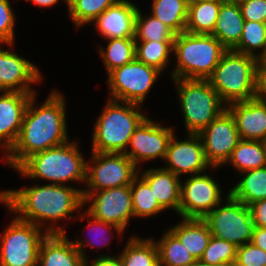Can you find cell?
Segmentation results:
<instances>
[{
	"mask_svg": "<svg viewBox=\"0 0 266 266\" xmlns=\"http://www.w3.org/2000/svg\"><path fill=\"white\" fill-rule=\"evenodd\" d=\"M34 95L25 110L19 137L7 157V162L14 168L32 154L67 142L62 96L54 92L39 109L34 110Z\"/></svg>",
	"mask_w": 266,
	"mask_h": 266,
	"instance_id": "obj_1",
	"label": "cell"
},
{
	"mask_svg": "<svg viewBox=\"0 0 266 266\" xmlns=\"http://www.w3.org/2000/svg\"><path fill=\"white\" fill-rule=\"evenodd\" d=\"M0 200L11 211L22 213L19 219L37 224L34 221L48 219L56 221L84 204L81 190L65 187L62 184H48L18 191L0 193Z\"/></svg>",
	"mask_w": 266,
	"mask_h": 266,
	"instance_id": "obj_2",
	"label": "cell"
},
{
	"mask_svg": "<svg viewBox=\"0 0 266 266\" xmlns=\"http://www.w3.org/2000/svg\"><path fill=\"white\" fill-rule=\"evenodd\" d=\"M262 62L234 50H227L207 79L228 103L251 100L259 96Z\"/></svg>",
	"mask_w": 266,
	"mask_h": 266,
	"instance_id": "obj_3",
	"label": "cell"
},
{
	"mask_svg": "<svg viewBox=\"0 0 266 266\" xmlns=\"http://www.w3.org/2000/svg\"><path fill=\"white\" fill-rule=\"evenodd\" d=\"M178 67L174 79L207 80L227 49L212 34L182 32L175 36Z\"/></svg>",
	"mask_w": 266,
	"mask_h": 266,
	"instance_id": "obj_4",
	"label": "cell"
},
{
	"mask_svg": "<svg viewBox=\"0 0 266 266\" xmlns=\"http://www.w3.org/2000/svg\"><path fill=\"white\" fill-rule=\"evenodd\" d=\"M86 163L76 144H62L32 154L16 169L32 178H44L55 184L67 180H86Z\"/></svg>",
	"mask_w": 266,
	"mask_h": 266,
	"instance_id": "obj_5",
	"label": "cell"
},
{
	"mask_svg": "<svg viewBox=\"0 0 266 266\" xmlns=\"http://www.w3.org/2000/svg\"><path fill=\"white\" fill-rule=\"evenodd\" d=\"M125 107L116 100L108 102L103 114L97 119L93 135V152L125 153L130 138L146 119L134 104L125 102Z\"/></svg>",
	"mask_w": 266,
	"mask_h": 266,
	"instance_id": "obj_6",
	"label": "cell"
},
{
	"mask_svg": "<svg viewBox=\"0 0 266 266\" xmlns=\"http://www.w3.org/2000/svg\"><path fill=\"white\" fill-rule=\"evenodd\" d=\"M185 117V125L189 133L199 134L225 108H221L222 100L208 80L175 79Z\"/></svg>",
	"mask_w": 266,
	"mask_h": 266,
	"instance_id": "obj_7",
	"label": "cell"
},
{
	"mask_svg": "<svg viewBox=\"0 0 266 266\" xmlns=\"http://www.w3.org/2000/svg\"><path fill=\"white\" fill-rule=\"evenodd\" d=\"M38 224L18 217L8 226L1 240L0 266H36L40 243L47 234H64L63 229L49 228L40 235Z\"/></svg>",
	"mask_w": 266,
	"mask_h": 266,
	"instance_id": "obj_8",
	"label": "cell"
},
{
	"mask_svg": "<svg viewBox=\"0 0 266 266\" xmlns=\"http://www.w3.org/2000/svg\"><path fill=\"white\" fill-rule=\"evenodd\" d=\"M97 193V195H96ZM84 203L90 199L94 201L88 209V216L93 218L90 226L112 228L121 233L130 216L133 215V205L131 198V185L107 188L101 192L83 191Z\"/></svg>",
	"mask_w": 266,
	"mask_h": 266,
	"instance_id": "obj_9",
	"label": "cell"
},
{
	"mask_svg": "<svg viewBox=\"0 0 266 266\" xmlns=\"http://www.w3.org/2000/svg\"><path fill=\"white\" fill-rule=\"evenodd\" d=\"M224 207L216 208L203 220L207 223L212 236L224 239L239 247L251 242L254 223L249 206L234 199L230 194Z\"/></svg>",
	"mask_w": 266,
	"mask_h": 266,
	"instance_id": "obj_10",
	"label": "cell"
},
{
	"mask_svg": "<svg viewBox=\"0 0 266 266\" xmlns=\"http://www.w3.org/2000/svg\"><path fill=\"white\" fill-rule=\"evenodd\" d=\"M160 71L136 58L109 73V86L115 100L139 104L153 85Z\"/></svg>",
	"mask_w": 266,
	"mask_h": 266,
	"instance_id": "obj_11",
	"label": "cell"
},
{
	"mask_svg": "<svg viewBox=\"0 0 266 266\" xmlns=\"http://www.w3.org/2000/svg\"><path fill=\"white\" fill-rule=\"evenodd\" d=\"M93 158L97 165H86V180L91 192L131 185L137 176L135 164L125 153L93 152Z\"/></svg>",
	"mask_w": 266,
	"mask_h": 266,
	"instance_id": "obj_12",
	"label": "cell"
},
{
	"mask_svg": "<svg viewBox=\"0 0 266 266\" xmlns=\"http://www.w3.org/2000/svg\"><path fill=\"white\" fill-rule=\"evenodd\" d=\"M199 136L203 140L206 160L213 166L226 163L241 140L232 114L226 109Z\"/></svg>",
	"mask_w": 266,
	"mask_h": 266,
	"instance_id": "obj_13",
	"label": "cell"
},
{
	"mask_svg": "<svg viewBox=\"0 0 266 266\" xmlns=\"http://www.w3.org/2000/svg\"><path fill=\"white\" fill-rule=\"evenodd\" d=\"M220 189L207 175H197L181 185L179 213L183 218L203 219L221 202Z\"/></svg>",
	"mask_w": 266,
	"mask_h": 266,
	"instance_id": "obj_14",
	"label": "cell"
},
{
	"mask_svg": "<svg viewBox=\"0 0 266 266\" xmlns=\"http://www.w3.org/2000/svg\"><path fill=\"white\" fill-rule=\"evenodd\" d=\"M172 135L171 128H163L146 118L130 138L129 144L132 146V151L125 152V154L133 161L135 166L140 160H151L158 156L165 158Z\"/></svg>",
	"mask_w": 266,
	"mask_h": 266,
	"instance_id": "obj_15",
	"label": "cell"
},
{
	"mask_svg": "<svg viewBox=\"0 0 266 266\" xmlns=\"http://www.w3.org/2000/svg\"><path fill=\"white\" fill-rule=\"evenodd\" d=\"M172 135L165 158L170 167L165 170L179 176L182 173L198 174L210 163L206 160L203 143L199 134L190 133V140L177 142Z\"/></svg>",
	"mask_w": 266,
	"mask_h": 266,
	"instance_id": "obj_16",
	"label": "cell"
},
{
	"mask_svg": "<svg viewBox=\"0 0 266 266\" xmlns=\"http://www.w3.org/2000/svg\"><path fill=\"white\" fill-rule=\"evenodd\" d=\"M226 109L232 114L241 139L266 142V103L260 96L233 102Z\"/></svg>",
	"mask_w": 266,
	"mask_h": 266,
	"instance_id": "obj_17",
	"label": "cell"
},
{
	"mask_svg": "<svg viewBox=\"0 0 266 266\" xmlns=\"http://www.w3.org/2000/svg\"><path fill=\"white\" fill-rule=\"evenodd\" d=\"M64 234H47L40 243L38 265L85 266L82 242H70Z\"/></svg>",
	"mask_w": 266,
	"mask_h": 266,
	"instance_id": "obj_18",
	"label": "cell"
},
{
	"mask_svg": "<svg viewBox=\"0 0 266 266\" xmlns=\"http://www.w3.org/2000/svg\"><path fill=\"white\" fill-rule=\"evenodd\" d=\"M39 80L38 69L32 63L17 54L0 49V90L34 93L27 83Z\"/></svg>",
	"mask_w": 266,
	"mask_h": 266,
	"instance_id": "obj_19",
	"label": "cell"
},
{
	"mask_svg": "<svg viewBox=\"0 0 266 266\" xmlns=\"http://www.w3.org/2000/svg\"><path fill=\"white\" fill-rule=\"evenodd\" d=\"M34 93L7 92L0 96V140L10 151L15 145L22 126L23 116Z\"/></svg>",
	"mask_w": 266,
	"mask_h": 266,
	"instance_id": "obj_20",
	"label": "cell"
},
{
	"mask_svg": "<svg viewBox=\"0 0 266 266\" xmlns=\"http://www.w3.org/2000/svg\"><path fill=\"white\" fill-rule=\"evenodd\" d=\"M138 9L125 0H119L108 7L95 20V23L106 38H134L135 20Z\"/></svg>",
	"mask_w": 266,
	"mask_h": 266,
	"instance_id": "obj_21",
	"label": "cell"
},
{
	"mask_svg": "<svg viewBox=\"0 0 266 266\" xmlns=\"http://www.w3.org/2000/svg\"><path fill=\"white\" fill-rule=\"evenodd\" d=\"M244 22L238 3L223 1L212 35L227 50H232L240 41Z\"/></svg>",
	"mask_w": 266,
	"mask_h": 266,
	"instance_id": "obj_22",
	"label": "cell"
},
{
	"mask_svg": "<svg viewBox=\"0 0 266 266\" xmlns=\"http://www.w3.org/2000/svg\"><path fill=\"white\" fill-rule=\"evenodd\" d=\"M179 176L165 169H150L142 179L153 190L159 205L165 210L172 207L179 212L181 183Z\"/></svg>",
	"mask_w": 266,
	"mask_h": 266,
	"instance_id": "obj_23",
	"label": "cell"
},
{
	"mask_svg": "<svg viewBox=\"0 0 266 266\" xmlns=\"http://www.w3.org/2000/svg\"><path fill=\"white\" fill-rule=\"evenodd\" d=\"M183 222L171 231L196 260H199L212 237L207 223L203 219L183 218Z\"/></svg>",
	"mask_w": 266,
	"mask_h": 266,
	"instance_id": "obj_24",
	"label": "cell"
},
{
	"mask_svg": "<svg viewBox=\"0 0 266 266\" xmlns=\"http://www.w3.org/2000/svg\"><path fill=\"white\" fill-rule=\"evenodd\" d=\"M244 172V179L229 194L247 206L266 199V166Z\"/></svg>",
	"mask_w": 266,
	"mask_h": 266,
	"instance_id": "obj_25",
	"label": "cell"
},
{
	"mask_svg": "<svg viewBox=\"0 0 266 266\" xmlns=\"http://www.w3.org/2000/svg\"><path fill=\"white\" fill-rule=\"evenodd\" d=\"M222 2L223 1H209L189 4L185 32L193 34H212Z\"/></svg>",
	"mask_w": 266,
	"mask_h": 266,
	"instance_id": "obj_26",
	"label": "cell"
},
{
	"mask_svg": "<svg viewBox=\"0 0 266 266\" xmlns=\"http://www.w3.org/2000/svg\"><path fill=\"white\" fill-rule=\"evenodd\" d=\"M237 169L244 172L266 166V145L264 141L241 139L233 149L230 158Z\"/></svg>",
	"mask_w": 266,
	"mask_h": 266,
	"instance_id": "obj_27",
	"label": "cell"
},
{
	"mask_svg": "<svg viewBox=\"0 0 266 266\" xmlns=\"http://www.w3.org/2000/svg\"><path fill=\"white\" fill-rule=\"evenodd\" d=\"M188 6V0H154L152 16L178 35L186 30Z\"/></svg>",
	"mask_w": 266,
	"mask_h": 266,
	"instance_id": "obj_28",
	"label": "cell"
},
{
	"mask_svg": "<svg viewBox=\"0 0 266 266\" xmlns=\"http://www.w3.org/2000/svg\"><path fill=\"white\" fill-rule=\"evenodd\" d=\"M123 266H162L157 244L150 240L131 239L120 256Z\"/></svg>",
	"mask_w": 266,
	"mask_h": 266,
	"instance_id": "obj_29",
	"label": "cell"
},
{
	"mask_svg": "<svg viewBox=\"0 0 266 266\" xmlns=\"http://www.w3.org/2000/svg\"><path fill=\"white\" fill-rule=\"evenodd\" d=\"M157 247L161 265L187 266L196 261L171 230L157 243Z\"/></svg>",
	"mask_w": 266,
	"mask_h": 266,
	"instance_id": "obj_30",
	"label": "cell"
},
{
	"mask_svg": "<svg viewBox=\"0 0 266 266\" xmlns=\"http://www.w3.org/2000/svg\"><path fill=\"white\" fill-rule=\"evenodd\" d=\"M109 41L106 51H100L108 73L136 58L135 38H109Z\"/></svg>",
	"mask_w": 266,
	"mask_h": 266,
	"instance_id": "obj_31",
	"label": "cell"
},
{
	"mask_svg": "<svg viewBox=\"0 0 266 266\" xmlns=\"http://www.w3.org/2000/svg\"><path fill=\"white\" fill-rule=\"evenodd\" d=\"M254 48H262V54L258 56L254 55ZM232 50L257 57L263 62L266 58V24L245 21L240 41Z\"/></svg>",
	"mask_w": 266,
	"mask_h": 266,
	"instance_id": "obj_32",
	"label": "cell"
},
{
	"mask_svg": "<svg viewBox=\"0 0 266 266\" xmlns=\"http://www.w3.org/2000/svg\"><path fill=\"white\" fill-rule=\"evenodd\" d=\"M135 42L136 59L161 72L166 66L169 52L174 49V42L142 41L140 46L137 39H135Z\"/></svg>",
	"mask_w": 266,
	"mask_h": 266,
	"instance_id": "obj_33",
	"label": "cell"
},
{
	"mask_svg": "<svg viewBox=\"0 0 266 266\" xmlns=\"http://www.w3.org/2000/svg\"><path fill=\"white\" fill-rule=\"evenodd\" d=\"M176 34L156 17L143 20L141 11H137L134 38L141 41L174 42Z\"/></svg>",
	"mask_w": 266,
	"mask_h": 266,
	"instance_id": "obj_34",
	"label": "cell"
},
{
	"mask_svg": "<svg viewBox=\"0 0 266 266\" xmlns=\"http://www.w3.org/2000/svg\"><path fill=\"white\" fill-rule=\"evenodd\" d=\"M136 176L131 184V198L134 216H150L164 210L158 203L150 186L141 178L140 182ZM136 182H139L135 188Z\"/></svg>",
	"mask_w": 266,
	"mask_h": 266,
	"instance_id": "obj_35",
	"label": "cell"
},
{
	"mask_svg": "<svg viewBox=\"0 0 266 266\" xmlns=\"http://www.w3.org/2000/svg\"><path fill=\"white\" fill-rule=\"evenodd\" d=\"M119 0H67L69 13L76 25L94 21Z\"/></svg>",
	"mask_w": 266,
	"mask_h": 266,
	"instance_id": "obj_36",
	"label": "cell"
},
{
	"mask_svg": "<svg viewBox=\"0 0 266 266\" xmlns=\"http://www.w3.org/2000/svg\"><path fill=\"white\" fill-rule=\"evenodd\" d=\"M237 246L224 239L212 236L207 248L200 257V261L208 266H216L236 260Z\"/></svg>",
	"mask_w": 266,
	"mask_h": 266,
	"instance_id": "obj_37",
	"label": "cell"
},
{
	"mask_svg": "<svg viewBox=\"0 0 266 266\" xmlns=\"http://www.w3.org/2000/svg\"><path fill=\"white\" fill-rule=\"evenodd\" d=\"M235 262L238 266H266V252L249 242L237 247Z\"/></svg>",
	"mask_w": 266,
	"mask_h": 266,
	"instance_id": "obj_38",
	"label": "cell"
},
{
	"mask_svg": "<svg viewBox=\"0 0 266 266\" xmlns=\"http://www.w3.org/2000/svg\"><path fill=\"white\" fill-rule=\"evenodd\" d=\"M14 16L8 0H0V41L13 43Z\"/></svg>",
	"mask_w": 266,
	"mask_h": 266,
	"instance_id": "obj_39",
	"label": "cell"
},
{
	"mask_svg": "<svg viewBox=\"0 0 266 266\" xmlns=\"http://www.w3.org/2000/svg\"><path fill=\"white\" fill-rule=\"evenodd\" d=\"M239 6L245 21L266 24V0H245Z\"/></svg>",
	"mask_w": 266,
	"mask_h": 266,
	"instance_id": "obj_40",
	"label": "cell"
},
{
	"mask_svg": "<svg viewBox=\"0 0 266 266\" xmlns=\"http://www.w3.org/2000/svg\"><path fill=\"white\" fill-rule=\"evenodd\" d=\"M254 226L266 227V199L249 205Z\"/></svg>",
	"mask_w": 266,
	"mask_h": 266,
	"instance_id": "obj_41",
	"label": "cell"
},
{
	"mask_svg": "<svg viewBox=\"0 0 266 266\" xmlns=\"http://www.w3.org/2000/svg\"><path fill=\"white\" fill-rule=\"evenodd\" d=\"M251 243L266 252V227L254 226Z\"/></svg>",
	"mask_w": 266,
	"mask_h": 266,
	"instance_id": "obj_42",
	"label": "cell"
},
{
	"mask_svg": "<svg viewBox=\"0 0 266 266\" xmlns=\"http://www.w3.org/2000/svg\"><path fill=\"white\" fill-rule=\"evenodd\" d=\"M85 266H87V263H85ZM91 266H123L122 262L120 260V257H99L96 259Z\"/></svg>",
	"mask_w": 266,
	"mask_h": 266,
	"instance_id": "obj_43",
	"label": "cell"
},
{
	"mask_svg": "<svg viewBox=\"0 0 266 266\" xmlns=\"http://www.w3.org/2000/svg\"><path fill=\"white\" fill-rule=\"evenodd\" d=\"M264 94L266 95V77L264 75H262V78H261V81H260L259 96L266 103V96H264Z\"/></svg>",
	"mask_w": 266,
	"mask_h": 266,
	"instance_id": "obj_44",
	"label": "cell"
},
{
	"mask_svg": "<svg viewBox=\"0 0 266 266\" xmlns=\"http://www.w3.org/2000/svg\"><path fill=\"white\" fill-rule=\"evenodd\" d=\"M32 1L40 6H50V5L52 6L53 4L58 2V0H32Z\"/></svg>",
	"mask_w": 266,
	"mask_h": 266,
	"instance_id": "obj_45",
	"label": "cell"
},
{
	"mask_svg": "<svg viewBox=\"0 0 266 266\" xmlns=\"http://www.w3.org/2000/svg\"><path fill=\"white\" fill-rule=\"evenodd\" d=\"M209 1H224V0H188V4H197V3L209 2Z\"/></svg>",
	"mask_w": 266,
	"mask_h": 266,
	"instance_id": "obj_46",
	"label": "cell"
},
{
	"mask_svg": "<svg viewBox=\"0 0 266 266\" xmlns=\"http://www.w3.org/2000/svg\"><path fill=\"white\" fill-rule=\"evenodd\" d=\"M187 266H208V265L206 263H203L200 260H196V261H194L193 263H191V264H189Z\"/></svg>",
	"mask_w": 266,
	"mask_h": 266,
	"instance_id": "obj_47",
	"label": "cell"
},
{
	"mask_svg": "<svg viewBox=\"0 0 266 266\" xmlns=\"http://www.w3.org/2000/svg\"><path fill=\"white\" fill-rule=\"evenodd\" d=\"M216 266H238L237 263L234 262H227V263H223V264H218Z\"/></svg>",
	"mask_w": 266,
	"mask_h": 266,
	"instance_id": "obj_48",
	"label": "cell"
},
{
	"mask_svg": "<svg viewBox=\"0 0 266 266\" xmlns=\"http://www.w3.org/2000/svg\"><path fill=\"white\" fill-rule=\"evenodd\" d=\"M224 1H226V2H230V3H241V2H243V1H245V0H224Z\"/></svg>",
	"mask_w": 266,
	"mask_h": 266,
	"instance_id": "obj_49",
	"label": "cell"
},
{
	"mask_svg": "<svg viewBox=\"0 0 266 266\" xmlns=\"http://www.w3.org/2000/svg\"><path fill=\"white\" fill-rule=\"evenodd\" d=\"M262 68H266V58H265L264 61L262 62Z\"/></svg>",
	"mask_w": 266,
	"mask_h": 266,
	"instance_id": "obj_50",
	"label": "cell"
},
{
	"mask_svg": "<svg viewBox=\"0 0 266 266\" xmlns=\"http://www.w3.org/2000/svg\"><path fill=\"white\" fill-rule=\"evenodd\" d=\"M262 74L266 77V68H262Z\"/></svg>",
	"mask_w": 266,
	"mask_h": 266,
	"instance_id": "obj_51",
	"label": "cell"
}]
</instances>
